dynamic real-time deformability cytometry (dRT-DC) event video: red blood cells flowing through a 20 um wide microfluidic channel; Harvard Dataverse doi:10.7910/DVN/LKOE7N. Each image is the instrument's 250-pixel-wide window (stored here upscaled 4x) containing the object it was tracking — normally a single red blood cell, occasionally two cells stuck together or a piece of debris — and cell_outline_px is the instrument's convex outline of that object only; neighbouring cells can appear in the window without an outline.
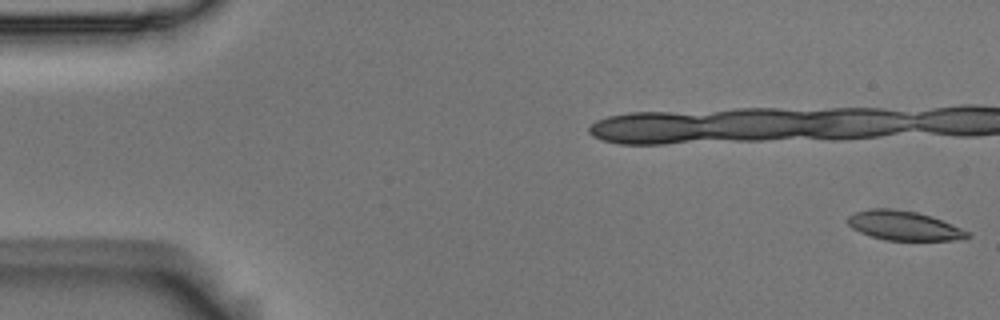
{"species": "Egyptian fruit bat (a non-hibernating species)", "species_latin": "Rousettus aegyptiacus", "temperature_condition": "room temperature", "stored_images_in_passage": 57, "camera_frame_rate_fps": 3000, "um_per_image_px": 0.085, "animal": {"sex": "male"}, "frame": {"image": 1, "passage_image": 1, "time_ms": 0.0, "image_size_px": [1000, 320], "cell_outline_px": [[972, 236], [964, 240], [884, 240], [860, 232], [852, 228], [848, 224], [848, 216], [856, 212], [872, 208], [888, 208], [916, 212], [932, 216], [952, 224], [968, 232]], "centroid_in_image_um": [76.85, 19.18], "position_along_channel_um": 8.1, "area_um2": 20.4}, "authors_computed_cell_mechanics": {"area_um2": 21.6172, "velocity_mm_per_s": 3.574, "shape_relaxation_time_tau1_ms": 6.7054, "shape_relaxation_time_tau2_ms": 3.1015, "deformation_change_tau1": 0.1587, "deformation_change_tau2": 0.1117}}